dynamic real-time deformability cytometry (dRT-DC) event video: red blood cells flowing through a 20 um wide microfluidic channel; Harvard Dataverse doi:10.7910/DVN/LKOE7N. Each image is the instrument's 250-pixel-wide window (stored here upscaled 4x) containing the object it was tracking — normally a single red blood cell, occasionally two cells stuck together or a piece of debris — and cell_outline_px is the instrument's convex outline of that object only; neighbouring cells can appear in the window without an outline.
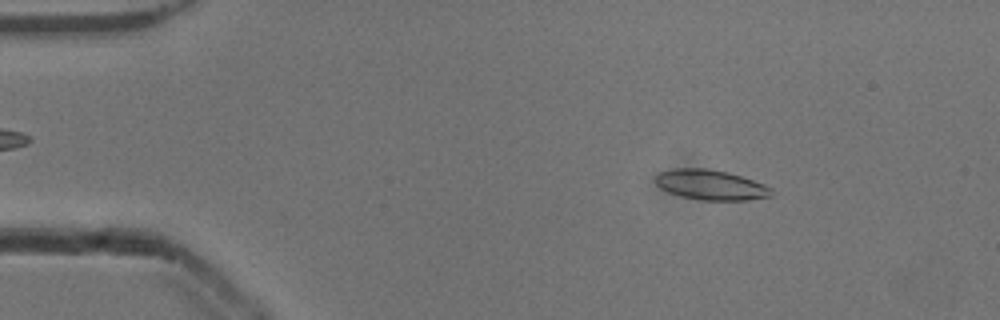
{"species": "common noctule bat (a hibernating species)", "species_latin": "Nyctalus noctula", "temperature_condition": "cold", "stored_images_in_passage": 49, "camera_frame_rate_fps": 3000, "um_per_image_px": 0.085, "animal": {"sex": "male", "body_mass_g": 13.3}, "frame": {"image": 1, "passage_image": 5, "time_ms": 1.333, "image_size_px": [1000, 320], "cell_outline_px": [[772, 196], [748, 200], [700, 200], [680, 196], [668, 192], [660, 188], [656, 184], [656, 176], [660, 172], [672, 168], [708, 168], [728, 172], [764, 184], [772, 188]], "centroid_in_image_um": [60.4, 15.71], "position_along_channel_um": 24.6, "area_um2": 20.4}}
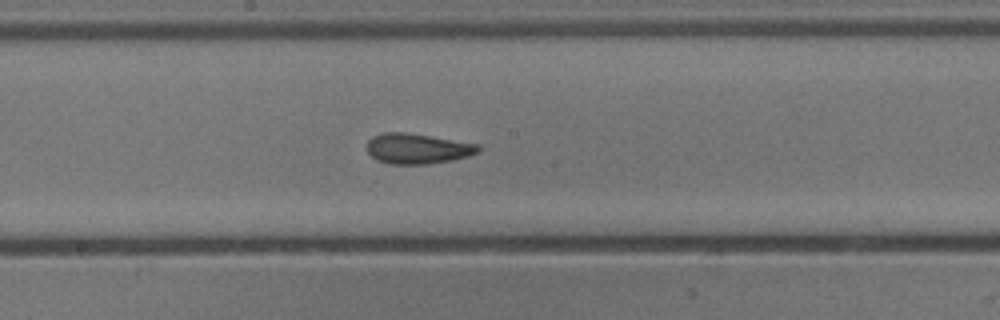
{"frame": {"image": 2, "passage_image": 25, "time_ms": 8.0, "image_size_px": [1000, 320], "cell_outline_px": [[480, 152], [468, 156], [452, 160], [428, 164], [388, 164], [376, 160], [368, 152], [368, 140], [372, 136], [384, 132], [408, 132], [480, 144]], "centroid_in_image_um": [35.5, 12.63], "position_along_channel_um": 212.7, "area_um2": 19.88}}
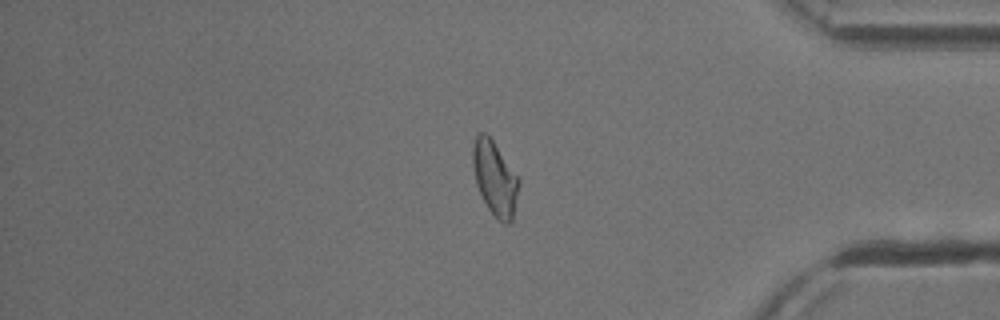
{"frame": {"image": 3, "passage_image": 41, "time_ms": 13.333, "image_size_px": [1000, 320], "cell_outline_px": [[520, 184], [512, 220], [508, 224], [504, 224], [496, 220], [488, 208], [476, 184], [472, 164], [472, 144], [476, 136], [480, 132], [484, 132], [492, 140], [520, 180]], "centroid_in_image_um": [42.05, 15.18], "position_along_channel_um": 393.1, "area_um2": 19.83}, "authors_computed_cell_mechanics": {"area_um2": 19.8254, "velocity_mm_per_s": 3.8989, "shape_relaxation_time_tau1_ms": 3.3405, "shape_relaxation_time_tau2_ms": 1.5577, "deformation_change_tau1": 0.1292, "deformation_change_tau2": 0.0912}}